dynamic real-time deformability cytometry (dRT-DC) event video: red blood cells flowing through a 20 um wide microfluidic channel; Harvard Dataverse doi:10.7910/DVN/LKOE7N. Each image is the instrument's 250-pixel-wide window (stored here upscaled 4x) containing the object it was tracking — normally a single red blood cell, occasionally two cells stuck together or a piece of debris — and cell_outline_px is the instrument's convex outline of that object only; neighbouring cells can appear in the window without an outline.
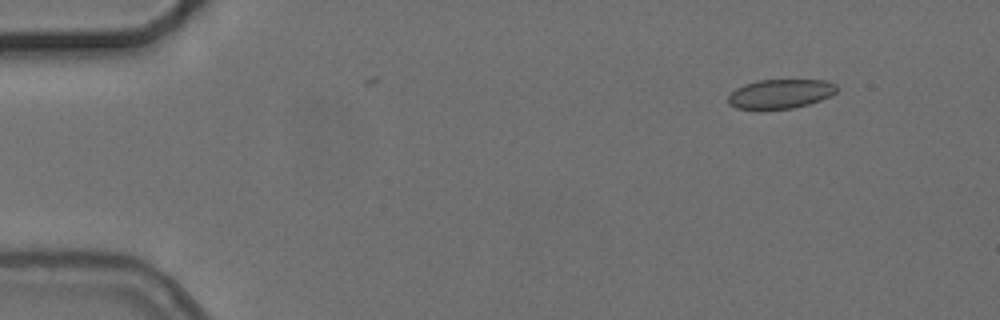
{"species": "common noctule bat (a hibernating species)", "species_latin": "Nyctalus noctula", "temperature_condition": "cold", "stored_images_in_passage": 6, "camera_frame_rate_fps": 3000, "um_per_image_px": 0.085, "animal": {"sex": "female", "body_mass_g": 24.6, "forearm_length_mm": 56.2}, "frame": {"image": 1, "passage_image": 2, "time_ms": 1.333, "image_size_px": [1000, 320], "cell_outline_px": [[836, 92], [832, 96], [808, 104], [792, 108], [736, 108], [728, 104], [728, 96], [736, 88], [744, 84], [760, 80], [824, 80], [836, 84]], "centroid_in_image_um": [66.35, 7.96], "position_along_channel_um": 18.7, "area_um2": 18.26}}
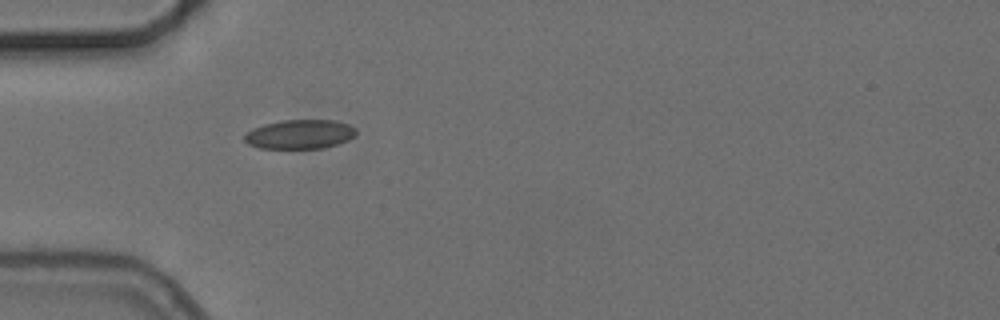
{"frame": {"image": 2, "passage_image": 5, "time_ms": 5.0, "image_size_px": [1000, 320], "cell_outline_px": [[356, 136], [348, 140], [324, 148], [260, 148], [248, 144], [244, 140], [244, 136], [252, 128], [264, 124], [280, 120], [336, 120], [348, 124], [356, 128]], "centroid_in_image_um": [25.5, 11.4], "position_along_channel_um": 59.5, "area_um2": 19.07}}
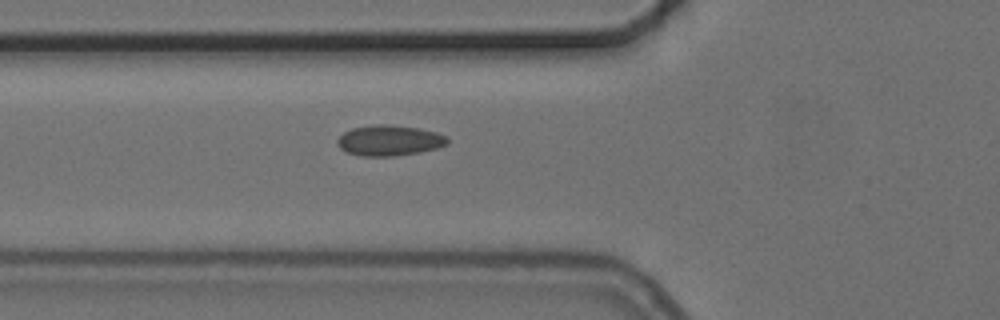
{"frame": {"image": 3, "passage_image": 6, "time_ms": 6.0, "image_size_px": [1000, 320], "cell_outline_px": [[448, 144], [436, 148], [420, 152], [392, 156], [360, 156], [348, 152], [340, 148], [336, 144], [336, 140], [344, 132], [352, 128], [376, 124], [388, 124], [416, 128], [436, 132], [448, 136]], "centroid_in_image_um": [33.08, 11.94], "position_along_channel_um": 92.7, "area_um2": 19.59}}